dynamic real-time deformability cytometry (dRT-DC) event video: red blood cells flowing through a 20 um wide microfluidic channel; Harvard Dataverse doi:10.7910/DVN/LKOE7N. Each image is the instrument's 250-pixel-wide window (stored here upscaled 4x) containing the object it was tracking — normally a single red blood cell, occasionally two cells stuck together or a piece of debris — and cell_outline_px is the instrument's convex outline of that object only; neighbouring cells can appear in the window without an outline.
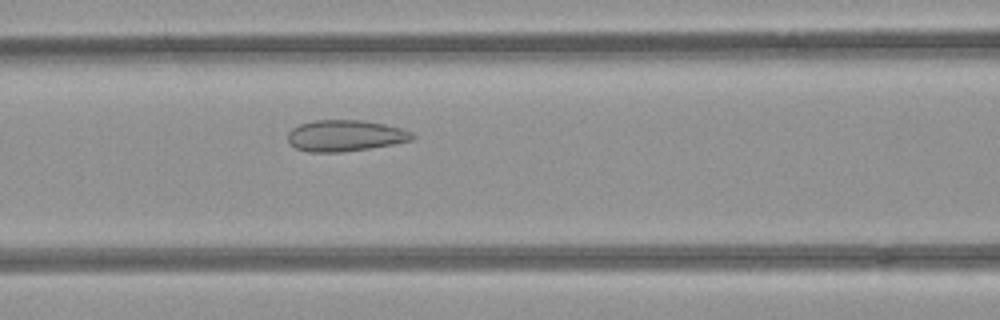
{"species": "common noctule bat (a hibernating species)", "species_latin": "Nyctalus noctula", "temperature_condition": "room temperature", "stored_images_in_passage": 33, "camera_frame_rate_fps": 3000, "um_per_image_px": 0.085, "animal": {"sex": "female", "body_mass_g": 21.9}, "frame": {"image": 1, "passage_image": 9, "time_ms": 2.667, "image_size_px": [1000, 320], "cell_outline_px": [[416, 136], [412, 140], [392, 144], [368, 148], [340, 152], [308, 152], [296, 148], [288, 140], [288, 132], [292, 128], [300, 124], [316, 120], [364, 120], [384, 124], [400, 128], [412, 132]], "centroid_in_image_um": [29.34, 11.52], "position_along_channel_um": 137.3, "area_um2": 22.54}}
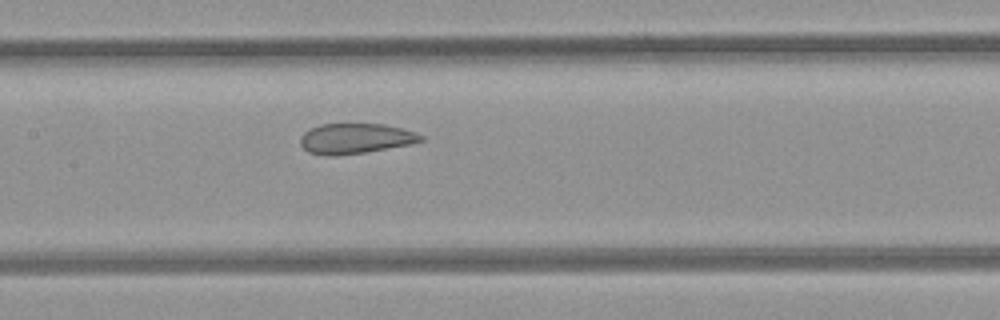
{"frame": {"image": 2, "passage_image": 12, "time_ms": 3.667, "image_size_px": [1000, 320], "cell_outline_px": [[424, 140], [412, 144], [364, 152], [336, 156], [328, 156], [308, 152], [300, 144], [300, 136], [304, 132], [320, 124], [384, 124], [416, 132], [424, 136]], "centroid_in_image_um": [30.21, 11.78], "position_along_channel_um": 177.2, "area_um2": 21.27}}
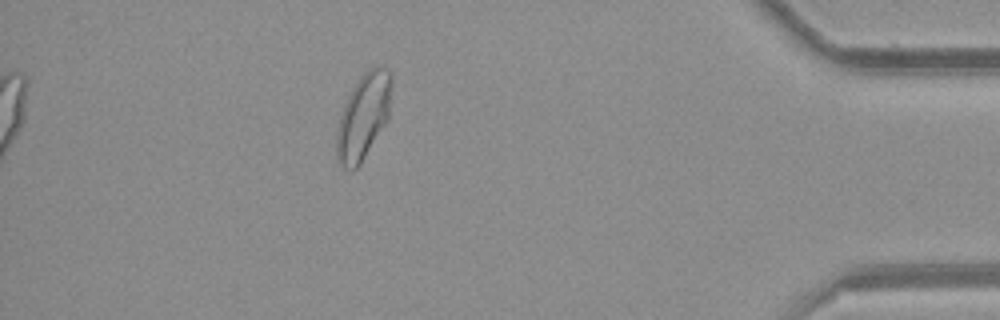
{"frame": {"image": 3, "passage_image": 33, "time_ms": 10.667, "image_size_px": [1000, 320], "cell_outline_px": [[392, 84], [388, 120], [360, 164], [352, 172], [344, 168], [336, 160], [336, 132], [340, 116], [344, 104], [352, 88], [360, 76], [368, 68], [376, 64], [380, 64], [388, 68], [392, 72]], "centroid_in_image_um": [30.9, 9.86], "position_along_channel_um": 404.3, "area_um2": 27.98}}